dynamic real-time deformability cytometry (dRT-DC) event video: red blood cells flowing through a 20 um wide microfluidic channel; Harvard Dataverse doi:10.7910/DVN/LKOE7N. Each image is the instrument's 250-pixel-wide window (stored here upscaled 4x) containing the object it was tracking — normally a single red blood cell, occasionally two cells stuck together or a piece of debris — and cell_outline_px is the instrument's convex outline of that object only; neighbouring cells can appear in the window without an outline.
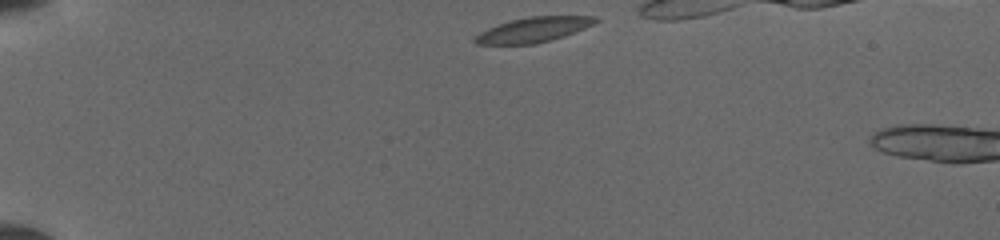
{"species": "common noctule bat (a hibernating species)", "species_latin": "Nyctalus noctula", "temperature_condition": "cold", "stored_images_in_passage": 3, "camera_frame_rate_fps": 3000, "um_per_image_px": 0.085, "animal": {"sex": "female", "body_mass_g": 19.5, "forearm_length_mm": 54.1}, "frame": {"image": 1, "passage_image": 1, "time_ms": 0.0, "image_size_px": [1000, 240], "cell_outline_px": [[600, 20], [584, 28], [564, 36], [552, 40], [536, 44], [476, 44], [472, 40], [480, 32], [488, 28], [512, 20], [532, 16], [596, 16]], "centroid_in_image_um": [45.35, 2.53], "position_along_channel_um": 39.7, "area_um2": 17.34}}